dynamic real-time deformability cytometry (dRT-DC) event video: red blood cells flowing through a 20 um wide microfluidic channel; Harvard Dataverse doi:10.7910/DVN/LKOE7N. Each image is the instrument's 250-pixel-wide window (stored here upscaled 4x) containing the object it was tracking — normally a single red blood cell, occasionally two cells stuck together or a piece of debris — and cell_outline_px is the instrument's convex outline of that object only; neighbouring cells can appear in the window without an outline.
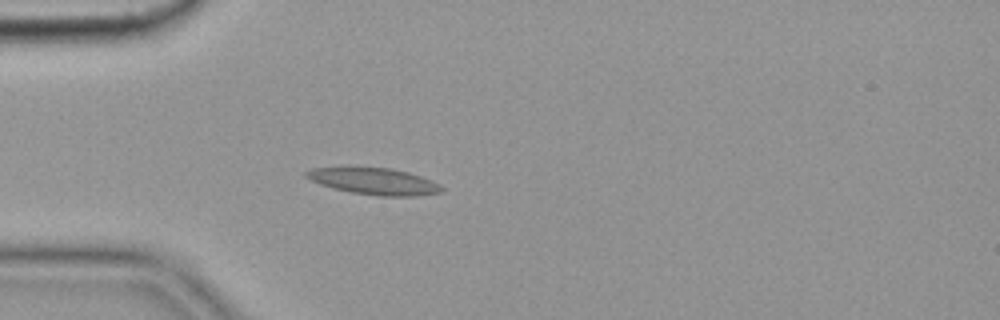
{"species": "common noctule bat (a hibernating species)", "species_latin": "Nyctalus noctula", "temperature_condition": "cold", "stored_images_in_passage": 47, "camera_frame_rate_fps": 3000, "um_per_image_px": 0.085, "animal": {"sex": "female", "body_mass_g": 19.9}, "frame": {"image": 1, "passage_image": 7, "time_ms": 2.0, "image_size_px": [1000, 320], "cell_outline_px": [[444, 192], [416, 196], [380, 196], [352, 192], [332, 188], [320, 184], [304, 176], [304, 172], [312, 168], [348, 164], [392, 168], [408, 172], [420, 176], [440, 184], [444, 188]], "centroid_in_image_um": [31.73, 15.35], "position_along_channel_um": 53.3, "area_um2": 21.96}}
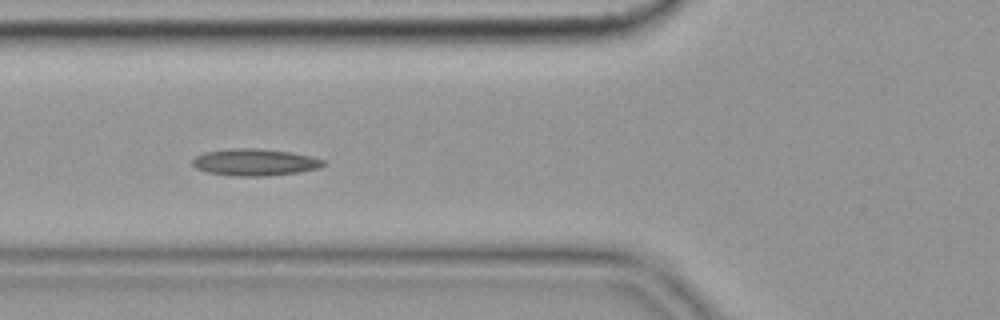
{"frame": {"image": 2, "passage_image": 12, "time_ms": 3.667, "image_size_px": [1000, 320], "cell_outline_px": [[328, 164], [320, 168], [300, 172], [264, 176], [232, 176], [208, 172], [196, 168], [192, 164], [192, 160], [196, 156], [204, 152], [232, 148], [256, 148], [288, 152], [312, 156], [324, 160]], "centroid_in_image_um": [21.68, 13.79], "position_along_channel_um": 104.1, "area_um2": 20.58}}
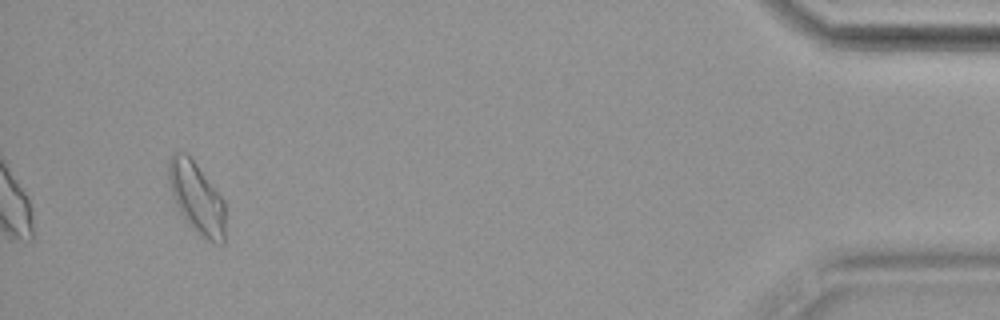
{"frame": {"image": 3, "passage_image": 44, "time_ms": 14.333, "image_size_px": [1000, 320], "cell_outline_px": [[224, 244], [212, 244], [200, 236], [188, 224], [180, 212], [176, 204], [168, 180], [168, 156], [176, 152], [188, 152], [224, 200]], "centroid_in_image_um": [16.71, 16.81], "position_along_channel_um": 418.5, "area_um2": 23.76}, "authors_computed_cell_mechanics": {"area_um2": 19.941, "velocity_mm_per_s": 3.5971, "shape_relaxation_time_tau1_ms": 10.2539, "shape_relaxation_time_tau2_ms": 4.323, "deformation_change_tau1": 0.1487, "deformation_change_tau2": 0.1152}}